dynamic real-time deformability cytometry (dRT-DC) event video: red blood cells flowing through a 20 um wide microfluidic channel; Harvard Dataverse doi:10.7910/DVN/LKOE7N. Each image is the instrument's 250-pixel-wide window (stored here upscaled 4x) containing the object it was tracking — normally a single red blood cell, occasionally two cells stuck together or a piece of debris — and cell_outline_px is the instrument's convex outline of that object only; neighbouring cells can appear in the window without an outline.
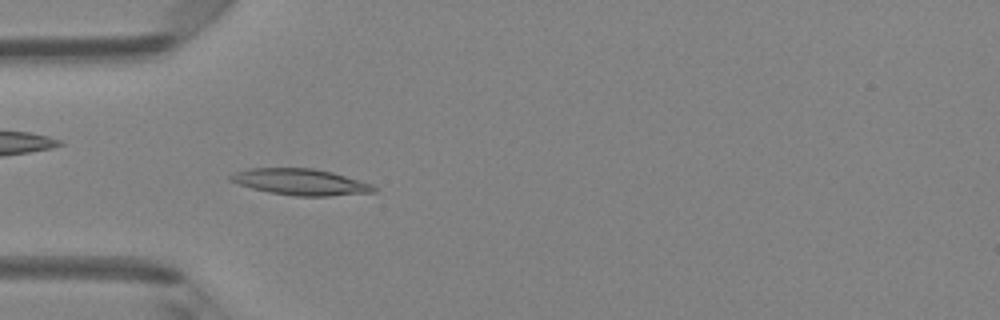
{"species": "Egyptian fruit bat (a non-hibernating species)", "species_latin": "Rousettus aegyptiacus", "temperature_condition": "room temperature", "stored_images_in_passage": 36, "camera_frame_rate_fps": 3000, "um_per_image_px": 0.085, "animal": {"sex": "female"}, "frame": {"image": 1, "passage_image": 2, "time_ms": 0.333, "image_size_px": [1000, 320], "cell_outline_px": [[376, 192], [328, 196], [296, 196], [268, 192], [252, 188], [228, 180], [228, 176], [232, 172], [248, 168], [312, 168], [332, 172], [372, 184], [376, 188]], "centroid_in_image_um": [25.51, 15.46], "position_along_channel_um": 59.5, "area_um2": 21.96}}
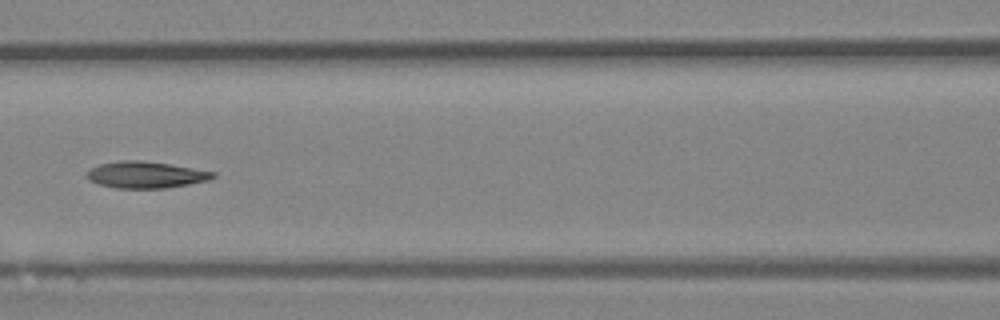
{"frame": {"image": 2, "passage_image": 9, "time_ms": 2.667, "image_size_px": [1000, 320], "cell_outline_px": [[216, 176], [208, 180], [188, 184], [164, 188], [116, 188], [100, 184], [88, 180], [84, 176], [92, 168], [100, 164], [120, 160], [140, 160], [168, 164], [216, 172]], "centroid_in_image_um": [12.37, 14.85], "position_along_channel_um": 154.2, "area_um2": 19.36}}
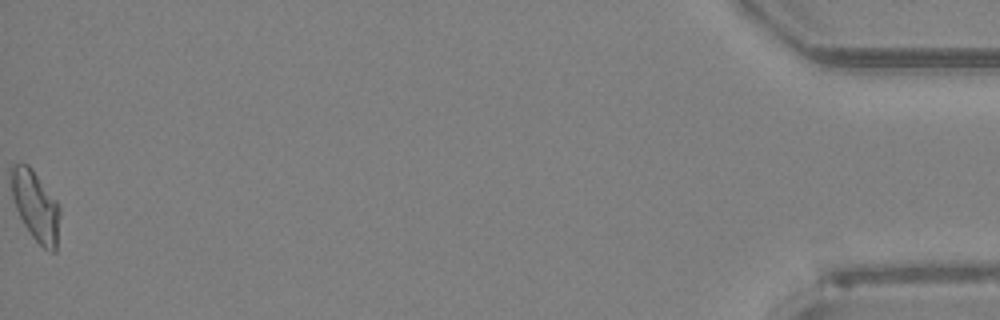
{"frame": {"image": 3, "passage_image": 36, "time_ms": 11.667, "image_size_px": [1000, 320], "cell_outline_px": [[60, 216], [56, 252], [52, 252], [44, 248], [32, 236], [24, 224], [16, 208], [12, 196], [12, 168], [16, 164], [28, 164], [32, 168], [60, 204]], "centroid_in_image_um": [3.07, 17.52], "position_along_channel_um": 432.1, "area_um2": 19.65}, "authors_computed_cell_mechanics": {"area_um2": 19.4208, "velocity_mm_per_s": 4.1997, "shape_relaxation_time_tau1_ms": null, "shape_relaxation_time_tau2_ms": 6.3367, "deformation_change_tau1": null, "deformation_change_tau2": 0.1309}}